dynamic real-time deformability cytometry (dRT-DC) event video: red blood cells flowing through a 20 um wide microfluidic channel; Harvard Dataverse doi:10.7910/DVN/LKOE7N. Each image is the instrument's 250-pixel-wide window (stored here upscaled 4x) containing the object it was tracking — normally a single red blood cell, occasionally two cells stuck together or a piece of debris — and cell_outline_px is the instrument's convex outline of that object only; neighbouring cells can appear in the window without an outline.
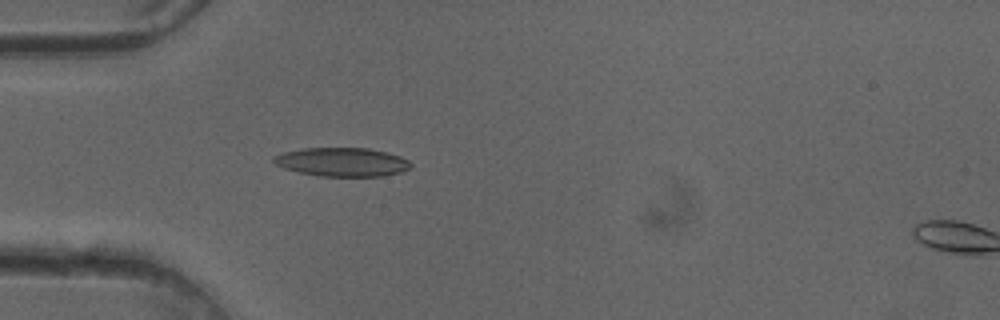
{"species": "common noctule bat (a hibernating species)", "species_latin": "Nyctalus noctula", "temperature_condition": "cold", "stored_images_in_passage": 39, "camera_frame_rate_fps": 3000, "um_per_image_px": 0.085, "animal": {"sex": "female"}, "frame": {"image": 1, "passage_image": 4, "time_ms": 1.0, "image_size_px": [1000, 320], "cell_outline_px": [[412, 168], [400, 172], [384, 176], [320, 176], [300, 172], [284, 168], [276, 164], [272, 160], [272, 156], [284, 152], [300, 148], [368, 148], [400, 156], [408, 160], [412, 164]], "centroid_in_image_um": [29.08, 13.77], "position_along_channel_um": 55.9, "area_um2": 22.95}}
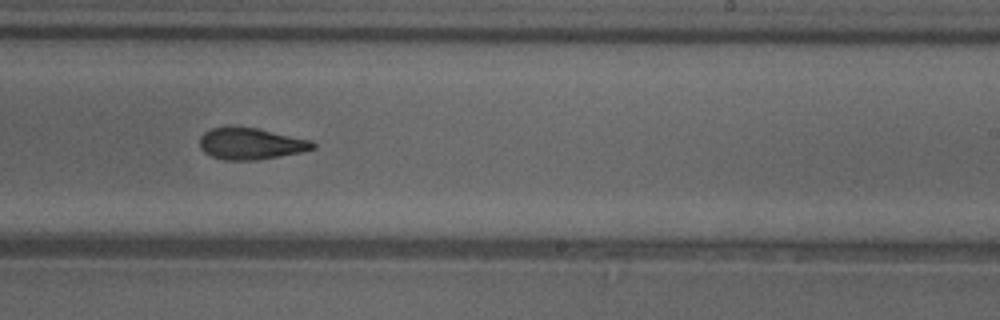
{"frame": {"image": 2, "passage_image": 20, "time_ms": 6.333, "image_size_px": [1000, 320], "cell_outline_px": [[316, 148], [300, 152], [280, 156], [256, 160], [224, 160], [212, 156], [204, 152], [200, 148], [200, 136], [204, 132], [212, 128], [232, 124], [256, 128], [312, 140], [316, 144]], "centroid_in_image_um": [21.29, 12.19], "position_along_channel_um": 267.7, "area_um2": 21.15}}
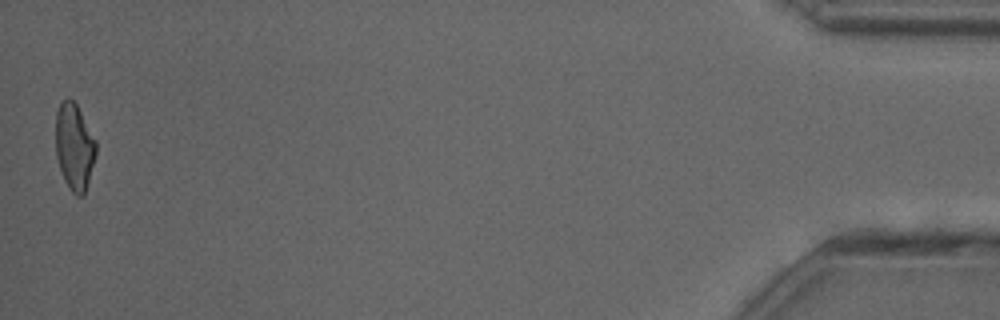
{"frame": {"image": 3, "passage_image": 39, "time_ms": 12.667, "image_size_px": [1000, 320], "cell_outline_px": [[96, 152], [88, 180], [84, 192], [80, 196], [76, 196], [72, 192], [64, 180], [56, 156], [56, 112], [60, 104], [68, 96], [76, 104], [96, 140]], "centroid_in_image_um": [6.31, 12.45], "position_along_channel_um": 428.9, "area_um2": 20.0}, "authors_computed_cell_mechanics": {"area_um2": 21.1548, "velocity_mm_per_s": 4.0869, "shape_relaxation_time_tau1_ms": 7.5814, "shape_relaxation_time_tau2_ms": 3.373, "deformation_change_tau1": 0.1879, "deformation_change_tau2": 0.1246}}